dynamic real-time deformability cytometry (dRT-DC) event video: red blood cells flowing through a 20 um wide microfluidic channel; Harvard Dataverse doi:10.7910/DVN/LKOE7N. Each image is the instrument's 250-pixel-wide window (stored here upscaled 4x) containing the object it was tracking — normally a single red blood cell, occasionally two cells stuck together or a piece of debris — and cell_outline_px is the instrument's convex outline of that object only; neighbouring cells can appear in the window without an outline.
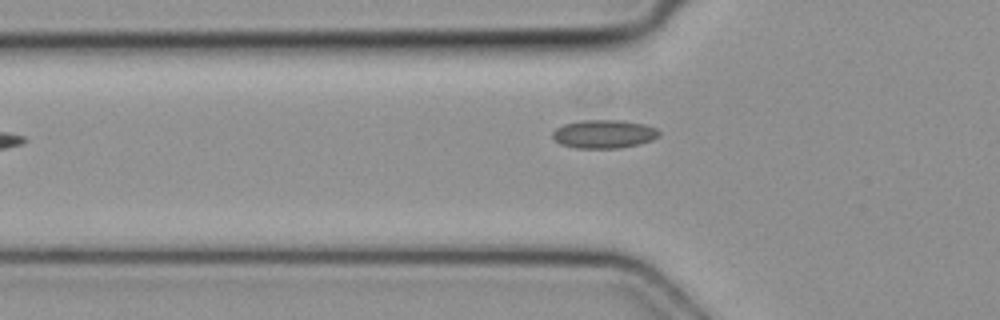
{"species": "common noctule bat (a hibernating species)", "species_latin": "Nyctalus noctula", "temperature_condition": "cold", "stored_images_in_passage": 2, "camera_frame_rate_fps": 3000, "um_per_image_px": 0.085, "animal": {"sex": "female", "body_mass_g": 19.3, "forearm_length_mm": 54.1}, "frame": {"image": 1, "passage_image": 2, "time_ms": 0.333, "image_size_px": [1000, 320], "cell_outline_px": [[660, 136], [652, 140], [640, 144], [620, 148], [576, 148], [560, 144], [552, 136], [552, 132], [556, 128], [564, 124], [580, 120], [620, 120], [644, 124], [656, 128], [660, 132]], "centroid_in_image_um": [51.35, 11.39], "position_along_channel_um": 74.5, "area_um2": 17.74}}